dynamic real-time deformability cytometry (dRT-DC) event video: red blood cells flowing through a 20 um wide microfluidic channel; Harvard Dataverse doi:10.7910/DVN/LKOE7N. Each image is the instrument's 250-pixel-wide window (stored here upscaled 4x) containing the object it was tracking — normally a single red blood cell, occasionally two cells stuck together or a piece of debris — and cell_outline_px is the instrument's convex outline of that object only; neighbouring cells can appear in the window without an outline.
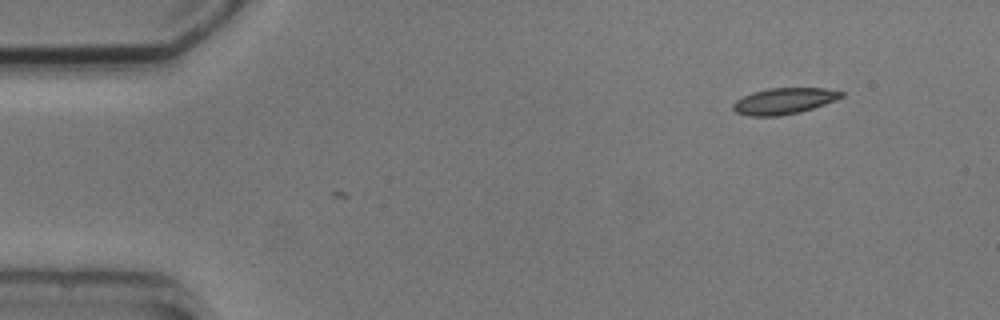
{"species": "common noctule bat (a hibernating species)", "species_latin": "Nyctalus noctula", "temperature_condition": "cold", "stored_images_in_passage": 2, "camera_frame_rate_fps": 3000, "um_per_image_px": 0.085, "animal": {"sex": "male", "body_mass_g": 20.5, "forearm_length_mm": 52.5}, "frame": {"image": 1, "passage_image": 2, "time_ms": 1.0, "image_size_px": [1000, 320], "cell_outline_px": [[844, 96], [836, 100], [800, 112], [776, 116], [748, 116], [736, 112], [732, 108], [732, 104], [736, 100], [752, 92], [768, 88], [824, 88], [844, 92]], "centroid_in_image_um": [66.63, 8.58], "position_along_channel_um": 18.4, "area_um2": 16.47}}